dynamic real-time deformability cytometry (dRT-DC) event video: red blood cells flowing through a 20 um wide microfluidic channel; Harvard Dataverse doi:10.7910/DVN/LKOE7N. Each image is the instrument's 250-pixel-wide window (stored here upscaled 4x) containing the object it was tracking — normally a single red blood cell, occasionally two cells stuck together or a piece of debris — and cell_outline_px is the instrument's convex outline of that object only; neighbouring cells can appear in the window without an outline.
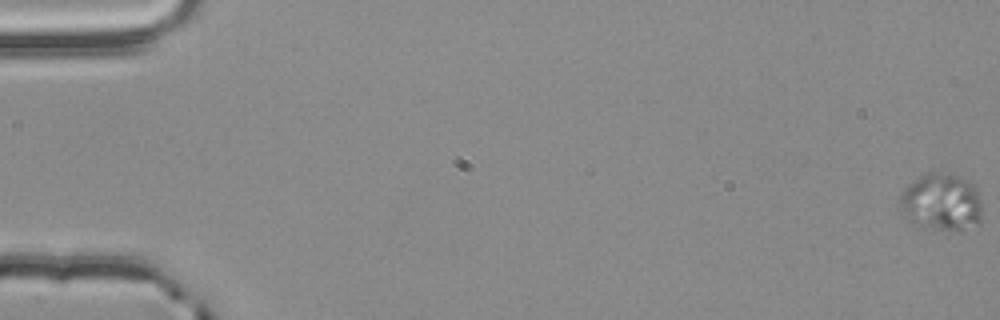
{"species": "common noctule bat (a hibernating species)", "species_latin": "Nyctalus noctula", "temperature_condition": "room temperature", "stored_images_in_passage": 58, "camera_frame_rate_fps": 3000, "um_per_image_px": 0.085, "animal": {"sex": "male", "body_mass_g": 20.4}, "frame": {"image": 1, "passage_image": 1, "time_ms": 0.0, "image_size_px": [1000, 320], "cell_outline_px": [[980, 224], [960, 232], [924, 228], [908, 220], [896, 208], [900, 196], [904, 188], [912, 180], [932, 168], [948, 172], [968, 180], [976, 188], [980, 200]], "centroid_in_image_um": [79.97, 17.17], "position_along_channel_um": 5.0, "area_um2": 28.73}}
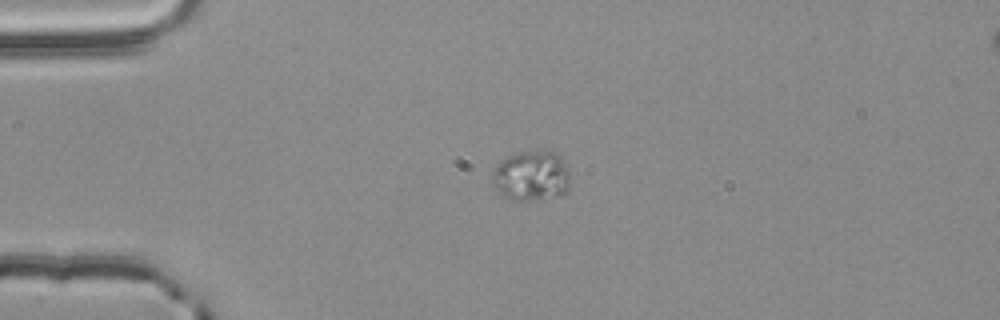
{"frame": {"image": 2, "passage_image": 16, "time_ms": 5.0, "image_size_px": [1000, 320], "cell_outline_px": [[568, 192], [560, 196], [540, 200], [512, 200], [504, 196], [496, 188], [492, 180], [492, 172], [500, 160], [504, 156], [516, 152], [556, 152], [560, 156], [568, 168]], "centroid_in_image_um": [45.16, 14.96], "position_along_channel_um": 39.8, "area_um2": 22.89}}
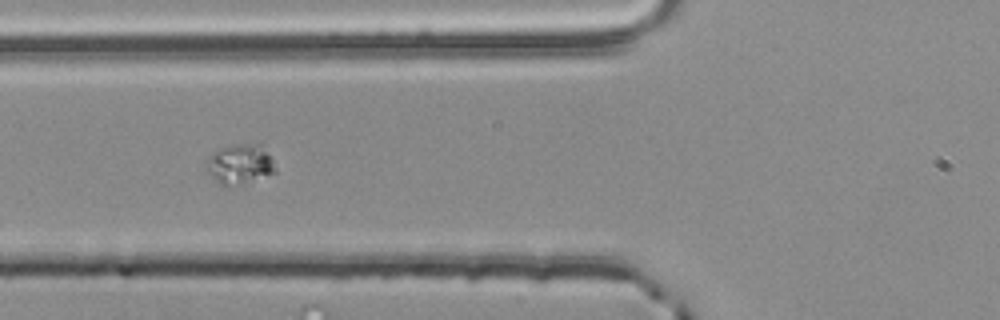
{"frame": {"image": 3, "passage_image": 24, "time_ms": 7.667, "image_size_px": [1000, 320], "cell_outline_px": [[276, 172], [228, 188], [224, 188], [204, 168], [204, 164], [216, 152], [232, 144], [260, 144], [272, 160], [276, 168]], "centroid_in_image_um": [20.37, 13.98], "position_along_channel_um": 105.4, "area_um2": 15.72}}